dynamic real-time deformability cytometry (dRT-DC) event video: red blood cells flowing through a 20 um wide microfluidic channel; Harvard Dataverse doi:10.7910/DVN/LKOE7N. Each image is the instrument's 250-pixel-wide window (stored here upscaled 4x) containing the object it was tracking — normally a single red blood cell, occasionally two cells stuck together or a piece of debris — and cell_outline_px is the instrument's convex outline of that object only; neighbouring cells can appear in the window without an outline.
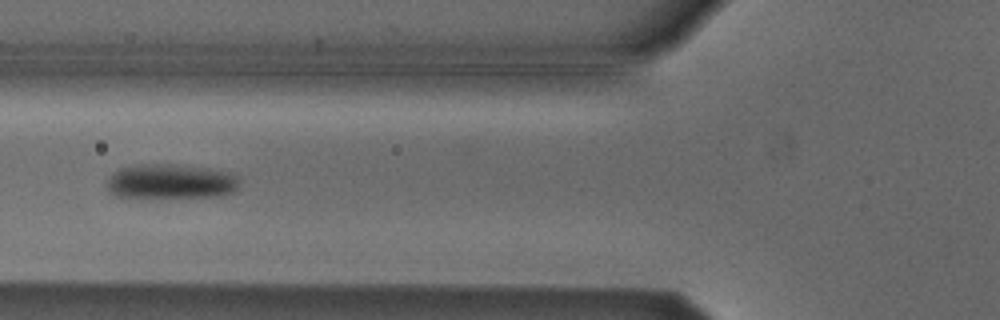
{"species": "Egyptian fruit bat (a non-hibernating species)", "species_latin": "Rousettus aegyptiacus", "temperature_condition": "cold", "stored_images_in_passage": 5, "camera_frame_rate_fps": 3000, "um_per_image_px": 0.085, "animal": {"sex": "male"}, "frame": {"image": 1, "passage_image": 5, "time_ms": 1.333, "image_size_px": [1000, 320], "cell_outline_px": [[236, 192], [220, 196], [116, 196], [108, 188], [108, 180], [112, 172], [120, 168], [136, 164], [172, 164], [208, 168], [232, 172], [236, 176]], "centroid_in_image_um": [14.53, 15.39], "position_along_channel_um": 111.3, "area_um2": 26.36}}